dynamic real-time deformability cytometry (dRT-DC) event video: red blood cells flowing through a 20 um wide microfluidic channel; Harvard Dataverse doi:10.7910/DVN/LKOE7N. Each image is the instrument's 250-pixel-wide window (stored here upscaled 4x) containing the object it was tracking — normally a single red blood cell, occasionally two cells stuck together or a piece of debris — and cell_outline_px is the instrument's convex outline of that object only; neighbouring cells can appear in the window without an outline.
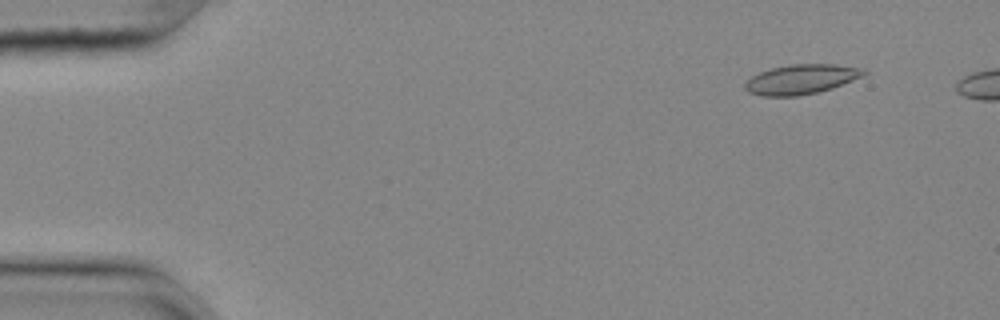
{"species": "common noctule bat (a hibernating species)", "species_latin": "Nyctalus noctula", "temperature_condition": "cold", "stored_images_in_passage": 48, "camera_frame_rate_fps": 3000, "um_per_image_px": 0.085, "animal": {"sex": "female", "body_mass_g": 25.1}, "frame": {"image": 1, "passage_image": 2, "time_ms": 0.333, "image_size_px": [1000, 320], "cell_outline_px": [[868, 72], [864, 76], [832, 88], [816, 92], [796, 96], [760, 96], [748, 92], [744, 88], [744, 84], [752, 76], [760, 72], [772, 68], [792, 64], [836, 64], [868, 68]], "centroid_in_image_um": [68.15, 6.73], "position_along_channel_um": 16.8, "area_um2": 20.69}}
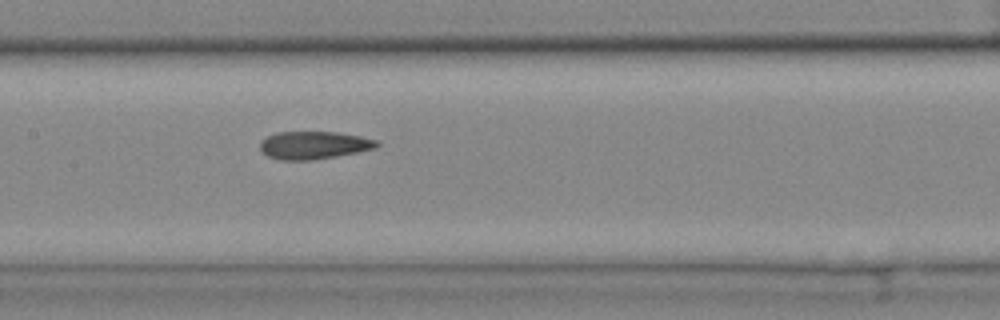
{"frame": {"image": 2, "passage_image": 24, "time_ms": 7.667, "image_size_px": [1000, 320], "cell_outline_px": [[380, 144], [376, 148], [336, 156], [312, 160], [280, 160], [268, 156], [260, 148], [260, 140], [276, 132], [336, 132], [360, 136], [376, 140]], "centroid_in_image_um": [26.66, 12.34], "position_along_channel_um": 180.7, "area_um2": 18.79}}
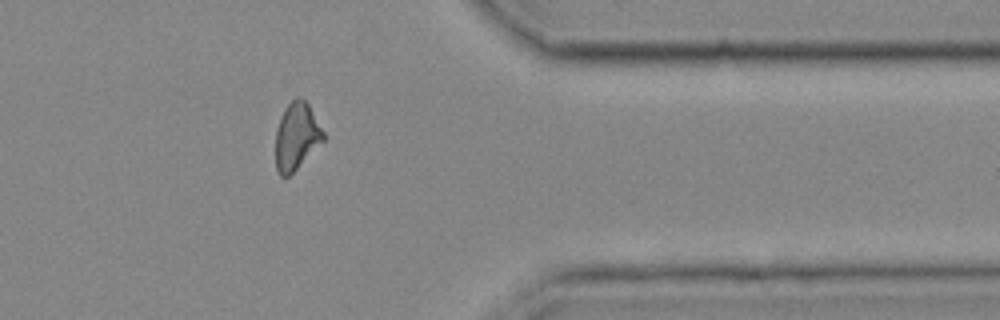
{"frame": {"image": 3, "passage_image": 42, "time_ms": 13.667, "image_size_px": [1000, 320], "cell_outline_px": [[324, 140], [288, 176], [280, 176], [276, 168], [276, 128], [280, 116], [284, 108], [296, 96], [300, 96], [308, 104], [324, 132]], "centroid_in_image_um": [25.18, 11.55], "position_along_channel_um": 386.2, "area_um2": 18.44}}